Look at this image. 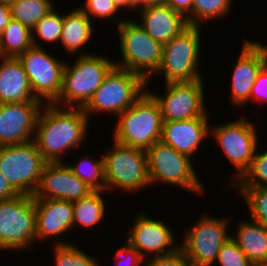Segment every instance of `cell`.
<instances>
[{"mask_svg":"<svg viewBox=\"0 0 267 266\" xmlns=\"http://www.w3.org/2000/svg\"><path fill=\"white\" fill-rule=\"evenodd\" d=\"M113 259V266H143L144 258L126 240L124 244L117 248Z\"/></svg>","mask_w":267,"mask_h":266,"instance_id":"obj_36","label":"cell"},{"mask_svg":"<svg viewBox=\"0 0 267 266\" xmlns=\"http://www.w3.org/2000/svg\"><path fill=\"white\" fill-rule=\"evenodd\" d=\"M46 163L34 140L0 146V172L19 194L35 193Z\"/></svg>","mask_w":267,"mask_h":266,"instance_id":"obj_12","label":"cell"},{"mask_svg":"<svg viewBox=\"0 0 267 266\" xmlns=\"http://www.w3.org/2000/svg\"><path fill=\"white\" fill-rule=\"evenodd\" d=\"M149 216L145 211L137 212L134 222L129 226L126 241L144 259L175 253L179 249L178 235L168 222Z\"/></svg>","mask_w":267,"mask_h":266,"instance_id":"obj_15","label":"cell"},{"mask_svg":"<svg viewBox=\"0 0 267 266\" xmlns=\"http://www.w3.org/2000/svg\"><path fill=\"white\" fill-rule=\"evenodd\" d=\"M135 19L126 18L116 26L120 57L115 66L141 76L148 82L158 71L163 45L154 40Z\"/></svg>","mask_w":267,"mask_h":266,"instance_id":"obj_6","label":"cell"},{"mask_svg":"<svg viewBox=\"0 0 267 266\" xmlns=\"http://www.w3.org/2000/svg\"><path fill=\"white\" fill-rule=\"evenodd\" d=\"M261 44H262V49H263V52H264V55H265V60H266V66H267V43H263L261 41H259Z\"/></svg>","mask_w":267,"mask_h":266,"instance_id":"obj_44","label":"cell"},{"mask_svg":"<svg viewBox=\"0 0 267 266\" xmlns=\"http://www.w3.org/2000/svg\"><path fill=\"white\" fill-rule=\"evenodd\" d=\"M15 0H0V3L11 5Z\"/></svg>","mask_w":267,"mask_h":266,"instance_id":"obj_45","label":"cell"},{"mask_svg":"<svg viewBox=\"0 0 267 266\" xmlns=\"http://www.w3.org/2000/svg\"><path fill=\"white\" fill-rule=\"evenodd\" d=\"M146 155L151 187L165 183L164 185L180 187L194 195H205L206 187L191 157L177 152L161 140L149 147Z\"/></svg>","mask_w":267,"mask_h":266,"instance_id":"obj_8","label":"cell"},{"mask_svg":"<svg viewBox=\"0 0 267 266\" xmlns=\"http://www.w3.org/2000/svg\"><path fill=\"white\" fill-rule=\"evenodd\" d=\"M165 4L182 14L189 26H193V0H166Z\"/></svg>","mask_w":267,"mask_h":266,"instance_id":"obj_39","label":"cell"},{"mask_svg":"<svg viewBox=\"0 0 267 266\" xmlns=\"http://www.w3.org/2000/svg\"><path fill=\"white\" fill-rule=\"evenodd\" d=\"M210 115L190 120L163 122L161 141L195 159L200 145L210 136ZM198 150V151H197Z\"/></svg>","mask_w":267,"mask_h":266,"instance_id":"obj_20","label":"cell"},{"mask_svg":"<svg viewBox=\"0 0 267 266\" xmlns=\"http://www.w3.org/2000/svg\"><path fill=\"white\" fill-rule=\"evenodd\" d=\"M58 11L55 6L32 28L33 46L42 47V42L44 41L49 42L50 45L55 43L59 45L63 25V12Z\"/></svg>","mask_w":267,"mask_h":266,"instance_id":"obj_29","label":"cell"},{"mask_svg":"<svg viewBox=\"0 0 267 266\" xmlns=\"http://www.w3.org/2000/svg\"><path fill=\"white\" fill-rule=\"evenodd\" d=\"M34 202L36 209V245L41 241L46 243L49 240L53 246L73 244L74 242L64 240L65 235L68 236L67 233H72L73 230L72 201L34 199ZM52 238L53 240H51Z\"/></svg>","mask_w":267,"mask_h":266,"instance_id":"obj_17","label":"cell"},{"mask_svg":"<svg viewBox=\"0 0 267 266\" xmlns=\"http://www.w3.org/2000/svg\"><path fill=\"white\" fill-rule=\"evenodd\" d=\"M35 244L36 209L33 195L19 194L0 201V251H26L34 248Z\"/></svg>","mask_w":267,"mask_h":266,"instance_id":"obj_10","label":"cell"},{"mask_svg":"<svg viewBox=\"0 0 267 266\" xmlns=\"http://www.w3.org/2000/svg\"><path fill=\"white\" fill-rule=\"evenodd\" d=\"M204 79L192 82H168L163 84V94L147 90L160 107L163 122L190 120L202 115H210L205 101ZM206 98V99H205ZM207 108V109H206Z\"/></svg>","mask_w":267,"mask_h":266,"instance_id":"obj_14","label":"cell"},{"mask_svg":"<svg viewBox=\"0 0 267 266\" xmlns=\"http://www.w3.org/2000/svg\"><path fill=\"white\" fill-rule=\"evenodd\" d=\"M256 150L249 168L230 187H267V149Z\"/></svg>","mask_w":267,"mask_h":266,"instance_id":"obj_33","label":"cell"},{"mask_svg":"<svg viewBox=\"0 0 267 266\" xmlns=\"http://www.w3.org/2000/svg\"><path fill=\"white\" fill-rule=\"evenodd\" d=\"M41 101L0 104V146L34 140Z\"/></svg>","mask_w":267,"mask_h":266,"instance_id":"obj_18","label":"cell"},{"mask_svg":"<svg viewBox=\"0 0 267 266\" xmlns=\"http://www.w3.org/2000/svg\"><path fill=\"white\" fill-rule=\"evenodd\" d=\"M250 101L252 104L267 105V66L265 65L257 75L251 89ZM263 103V104H262ZM265 104V105H264Z\"/></svg>","mask_w":267,"mask_h":266,"instance_id":"obj_38","label":"cell"},{"mask_svg":"<svg viewBox=\"0 0 267 266\" xmlns=\"http://www.w3.org/2000/svg\"><path fill=\"white\" fill-rule=\"evenodd\" d=\"M136 22L157 42L165 45L189 25L187 19L166 4L138 10Z\"/></svg>","mask_w":267,"mask_h":266,"instance_id":"obj_21","label":"cell"},{"mask_svg":"<svg viewBox=\"0 0 267 266\" xmlns=\"http://www.w3.org/2000/svg\"><path fill=\"white\" fill-rule=\"evenodd\" d=\"M245 115L243 111L240 118L237 117L234 121L230 119L228 122L210 125L211 138L215 140L217 147H220L219 150H222L221 154H224L228 163L233 165L232 168L235 167V171L233 170L225 181L228 189L249 168L256 150L262 146L258 140V124H254L255 122L250 121L247 114Z\"/></svg>","mask_w":267,"mask_h":266,"instance_id":"obj_4","label":"cell"},{"mask_svg":"<svg viewBox=\"0 0 267 266\" xmlns=\"http://www.w3.org/2000/svg\"><path fill=\"white\" fill-rule=\"evenodd\" d=\"M202 27L188 26L179 35L163 45L162 61L156 74L147 82L151 84L156 75L168 82H192L203 79L200 68L202 54ZM202 37V38H201ZM202 47V48H201ZM200 68V69H199Z\"/></svg>","mask_w":267,"mask_h":266,"instance_id":"obj_5","label":"cell"},{"mask_svg":"<svg viewBox=\"0 0 267 266\" xmlns=\"http://www.w3.org/2000/svg\"><path fill=\"white\" fill-rule=\"evenodd\" d=\"M236 60L231 72L229 102L232 106L246 110L251 103L250 93L257 75L266 65L262 44L256 39H245Z\"/></svg>","mask_w":267,"mask_h":266,"instance_id":"obj_16","label":"cell"},{"mask_svg":"<svg viewBox=\"0 0 267 266\" xmlns=\"http://www.w3.org/2000/svg\"><path fill=\"white\" fill-rule=\"evenodd\" d=\"M120 12H133V0H111ZM122 10V11H121ZM127 10V11H126Z\"/></svg>","mask_w":267,"mask_h":266,"instance_id":"obj_43","label":"cell"},{"mask_svg":"<svg viewBox=\"0 0 267 266\" xmlns=\"http://www.w3.org/2000/svg\"><path fill=\"white\" fill-rule=\"evenodd\" d=\"M111 149L101 153L104 162L106 192L114 190L122 193H141L149 189L151 182L148 173L146 151L120 144L112 140ZM147 187V188H146ZM139 191V192H138Z\"/></svg>","mask_w":267,"mask_h":266,"instance_id":"obj_7","label":"cell"},{"mask_svg":"<svg viewBox=\"0 0 267 266\" xmlns=\"http://www.w3.org/2000/svg\"><path fill=\"white\" fill-rule=\"evenodd\" d=\"M54 266H102L100 258L91 256L87 251L78 246V243L70 245L51 246Z\"/></svg>","mask_w":267,"mask_h":266,"instance_id":"obj_32","label":"cell"},{"mask_svg":"<svg viewBox=\"0 0 267 266\" xmlns=\"http://www.w3.org/2000/svg\"><path fill=\"white\" fill-rule=\"evenodd\" d=\"M18 59L29 79L32 92L43 104H53L62 88L63 70L66 60L55 57L43 47L32 46Z\"/></svg>","mask_w":267,"mask_h":266,"instance_id":"obj_13","label":"cell"},{"mask_svg":"<svg viewBox=\"0 0 267 266\" xmlns=\"http://www.w3.org/2000/svg\"><path fill=\"white\" fill-rule=\"evenodd\" d=\"M91 192L93 190L73 174L65 162L46 163L33 198L73 202L87 197Z\"/></svg>","mask_w":267,"mask_h":266,"instance_id":"obj_19","label":"cell"},{"mask_svg":"<svg viewBox=\"0 0 267 266\" xmlns=\"http://www.w3.org/2000/svg\"><path fill=\"white\" fill-rule=\"evenodd\" d=\"M74 57V63L69 64L68 60L65 63L61 92L53 104L83 108L115 66V62L107 55L96 52Z\"/></svg>","mask_w":267,"mask_h":266,"instance_id":"obj_2","label":"cell"},{"mask_svg":"<svg viewBox=\"0 0 267 266\" xmlns=\"http://www.w3.org/2000/svg\"><path fill=\"white\" fill-rule=\"evenodd\" d=\"M216 264L218 266H254L232 238L220 248L213 266H217Z\"/></svg>","mask_w":267,"mask_h":266,"instance_id":"obj_35","label":"cell"},{"mask_svg":"<svg viewBox=\"0 0 267 266\" xmlns=\"http://www.w3.org/2000/svg\"><path fill=\"white\" fill-rule=\"evenodd\" d=\"M19 193L10 185L6 177L0 172V201L11 199Z\"/></svg>","mask_w":267,"mask_h":266,"instance_id":"obj_40","label":"cell"},{"mask_svg":"<svg viewBox=\"0 0 267 266\" xmlns=\"http://www.w3.org/2000/svg\"><path fill=\"white\" fill-rule=\"evenodd\" d=\"M91 122L82 107L44 104L38 115L34 142L47 163L66 162L64 156L80 151L78 148L88 139Z\"/></svg>","mask_w":267,"mask_h":266,"instance_id":"obj_1","label":"cell"},{"mask_svg":"<svg viewBox=\"0 0 267 266\" xmlns=\"http://www.w3.org/2000/svg\"><path fill=\"white\" fill-rule=\"evenodd\" d=\"M54 7V0H15L10 5L12 18L31 30Z\"/></svg>","mask_w":267,"mask_h":266,"instance_id":"obj_28","label":"cell"},{"mask_svg":"<svg viewBox=\"0 0 267 266\" xmlns=\"http://www.w3.org/2000/svg\"><path fill=\"white\" fill-rule=\"evenodd\" d=\"M147 90V82L139 75L114 66L105 76L101 86L83 107L89 117L104 114L118 115L130 108Z\"/></svg>","mask_w":267,"mask_h":266,"instance_id":"obj_9","label":"cell"},{"mask_svg":"<svg viewBox=\"0 0 267 266\" xmlns=\"http://www.w3.org/2000/svg\"><path fill=\"white\" fill-rule=\"evenodd\" d=\"M103 194V195H102ZM105 195L107 192L93 191L87 197L73 201V229L74 232L79 228L91 230L100 226L106 220ZM76 229V230H75Z\"/></svg>","mask_w":267,"mask_h":266,"instance_id":"obj_25","label":"cell"},{"mask_svg":"<svg viewBox=\"0 0 267 266\" xmlns=\"http://www.w3.org/2000/svg\"><path fill=\"white\" fill-rule=\"evenodd\" d=\"M32 46L31 29L12 18L0 34V57L18 58Z\"/></svg>","mask_w":267,"mask_h":266,"instance_id":"obj_26","label":"cell"},{"mask_svg":"<svg viewBox=\"0 0 267 266\" xmlns=\"http://www.w3.org/2000/svg\"><path fill=\"white\" fill-rule=\"evenodd\" d=\"M165 2L166 0H133V12L147 6L163 5Z\"/></svg>","mask_w":267,"mask_h":266,"instance_id":"obj_42","label":"cell"},{"mask_svg":"<svg viewBox=\"0 0 267 266\" xmlns=\"http://www.w3.org/2000/svg\"><path fill=\"white\" fill-rule=\"evenodd\" d=\"M117 117L112 130L114 141L146 151L161 140L163 119L160 107L148 90Z\"/></svg>","mask_w":267,"mask_h":266,"instance_id":"obj_3","label":"cell"},{"mask_svg":"<svg viewBox=\"0 0 267 266\" xmlns=\"http://www.w3.org/2000/svg\"><path fill=\"white\" fill-rule=\"evenodd\" d=\"M40 101L32 88L18 58L0 57V104Z\"/></svg>","mask_w":267,"mask_h":266,"instance_id":"obj_22","label":"cell"},{"mask_svg":"<svg viewBox=\"0 0 267 266\" xmlns=\"http://www.w3.org/2000/svg\"><path fill=\"white\" fill-rule=\"evenodd\" d=\"M12 19L10 5L0 3V34Z\"/></svg>","mask_w":267,"mask_h":266,"instance_id":"obj_41","label":"cell"},{"mask_svg":"<svg viewBox=\"0 0 267 266\" xmlns=\"http://www.w3.org/2000/svg\"><path fill=\"white\" fill-rule=\"evenodd\" d=\"M229 217L206 212L183 231L179 248L194 266H213L220 248L231 238Z\"/></svg>","mask_w":267,"mask_h":266,"instance_id":"obj_11","label":"cell"},{"mask_svg":"<svg viewBox=\"0 0 267 266\" xmlns=\"http://www.w3.org/2000/svg\"><path fill=\"white\" fill-rule=\"evenodd\" d=\"M231 238L254 266L267 264V227L247 216L238 220Z\"/></svg>","mask_w":267,"mask_h":266,"instance_id":"obj_24","label":"cell"},{"mask_svg":"<svg viewBox=\"0 0 267 266\" xmlns=\"http://www.w3.org/2000/svg\"><path fill=\"white\" fill-rule=\"evenodd\" d=\"M69 12L63 14L62 33L60 38V45L70 56L88 55L84 50L87 45L91 44L93 36H95L94 23L86 16V14L79 8L70 7ZM94 26V27H93ZM83 49V50H82ZM84 51V52H83Z\"/></svg>","mask_w":267,"mask_h":266,"instance_id":"obj_23","label":"cell"},{"mask_svg":"<svg viewBox=\"0 0 267 266\" xmlns=\"http://www.w3.org/2000/svg\"><path fill=\"white\" fill-rule=\"evenodd\" d=\"M78 7L86 14V16L91 21L94 22V19L98 20V22L99 20L100 22L101 20L108 22L111 21V23L113 21L114 25L116 26L121 24L126 18H128L129 15L128 12L127 15L122 16V13L117 9V7L111 0H85L83 5H78ZM120 16L123 18H120Z\"/></svg>","mask_w":267,"mask_h":266,"instance_id":"obj_34","label":"cell"},{"mask_svg":"<svg viewBox=\"0 0 267 266\" xmlns=\"http://www.w3.org/2000/svg\"><path fill=\"white\" fill-rule=\"evenodd\" d=\"M83 156L75 162L76 164L71 162L70 164L69 162L65 163L72 173L82 180L91 190L106 192L103 157H100L99 154L98 157L88 156L86 158V154Z\"/></svg>","mask_w":267,"mask_h":266,"instance_id":"obj_27","label":"cell"},{"mask_svg":"<svg viewBox=\"0 0 267 266\" xmlns=\"http://www.w3.org/2000/svg\"><path fill=\"white\" fill-rule=\"evenodd\" d=\"M233 5L234 0H193V26L228 18Z\"/></svg>","mask_w":267,"mask_h":266,"instance_id":"obj_30","label":"cell"},{"mask_svg":"<svg viewBox=\"0 0 267 266\" xmlns=\"http://www.w3.org/2000/svg\"><path fill=\"white\" fill-rule=\"evenodd\" d=\"M143 266H194L187 255L179 248L175 253L144 259Z\"/></svg>","mask_w":267,"mask_h":266,"instance_id":"obj_37","label":"cell"},{"mask_svg":"<svg viewBox=\"0 0 267 266\" xmlns=\"http://www.w3.org/2000/svg\"><path fill=\"white\" fill-rule=\"evenodd\" d=\"M242 196L247 207L246 216L267 227V187H229Z\"/></svg>","mask_w":267,"mask_h":266,"instance_id":"obj_31","label":"cell"}]
</instances>
